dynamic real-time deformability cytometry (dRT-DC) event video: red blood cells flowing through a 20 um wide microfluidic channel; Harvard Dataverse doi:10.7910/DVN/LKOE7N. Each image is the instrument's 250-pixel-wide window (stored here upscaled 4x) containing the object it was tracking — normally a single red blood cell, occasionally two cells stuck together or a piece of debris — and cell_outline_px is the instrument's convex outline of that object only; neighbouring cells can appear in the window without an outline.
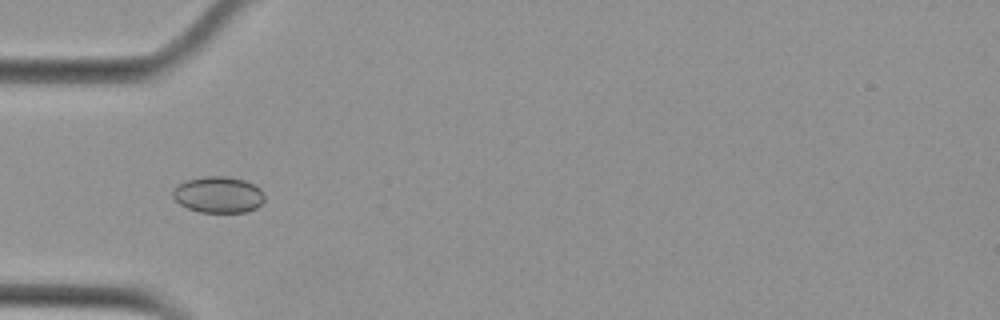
{"species": "Egyptian fruit bat (a non-hibernating species)", "species_latin": "Rousettus aegyptiacus", "temperature_condition": "cold", "stored_images_in_passage": 53, "camera_frame_rate_fps": 3000, "um_per_image_px": 0.085, "animal": {"sex": "female"}, "frame": {"image": 1, "passage_image": 17, "time_ms": 5.333, "image_size_px": [1000, 320], "cell_outline_px": [[264, 200], [256, 208], [244, 212], [200, 212], [188, 208], [180, 204], [172, 196], [172, 192], [176, 184], [188, 180], [204, 176], [228, 176], [244, 180], [260, 188], [264, 192]], "centroid_in_image_um": [18.55, 16.54], "position_along_channel_um": 66.4, "area_um2": 19.42}}
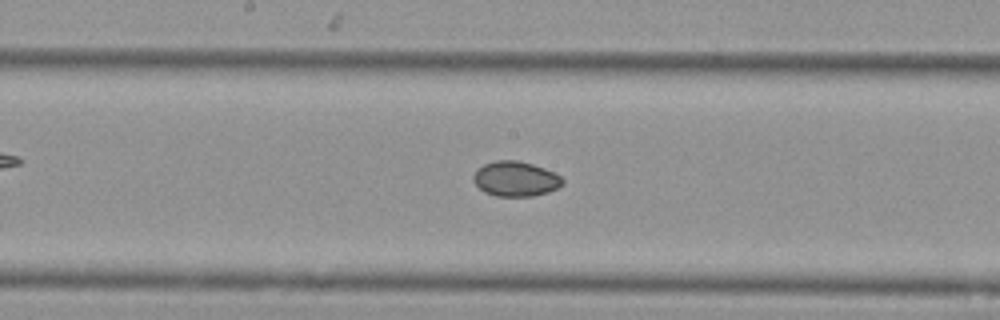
{"frame": {"image": 2, "passage_image": 28, "time_ms": 9.0, "image_size_px": [1000, 320], "cell_outline_px": [[564, 184], [548, 192], [532, 196], [496, 196], [484, 192], [472, 180], [472, 176], [476, 168], [484, 164], [496, 160], [516, 160], [532, 164], [544, 168], [560, 176], [564, 180]], "centroid_in_image_um": [43.79, 15.2], "position_along_channel_um": 204.4, "area_um2": 18.21}}
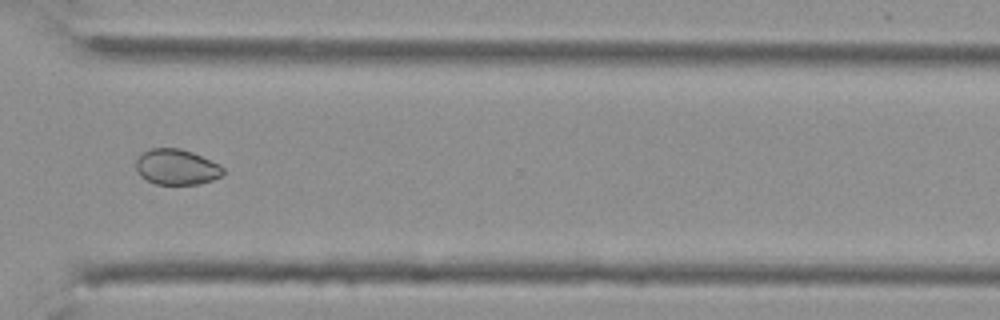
{"frame": {"image": 3, "passage_image": 40, "time_ms": 13.0, "image_size_px": [1000, 320], "cell_outline_px": [[224, 172], [220, 176], [212, 180], [200, 184], [156, 184], [140, 176], [136, 168], [136, 160], [144, 152], [152, 148], [180, 148], [192, 152], [220, 164], [224, 168]], "centroid_in_image_um": [15.03, 14.19], "position_along_channel_um": 355.6, "area_um2": 17.98}, "authors_computed_cell_mechanics": {"area_um2": 19.4786, "velocity_mm_per_s": 3.7785, "shape_relaxation_time_tau1_ms": null, "shape_relaxation_time_tau2_ms": 3.4156, "deformation_change_tau1": null, "deformation_change_tau2": 0.0277}}